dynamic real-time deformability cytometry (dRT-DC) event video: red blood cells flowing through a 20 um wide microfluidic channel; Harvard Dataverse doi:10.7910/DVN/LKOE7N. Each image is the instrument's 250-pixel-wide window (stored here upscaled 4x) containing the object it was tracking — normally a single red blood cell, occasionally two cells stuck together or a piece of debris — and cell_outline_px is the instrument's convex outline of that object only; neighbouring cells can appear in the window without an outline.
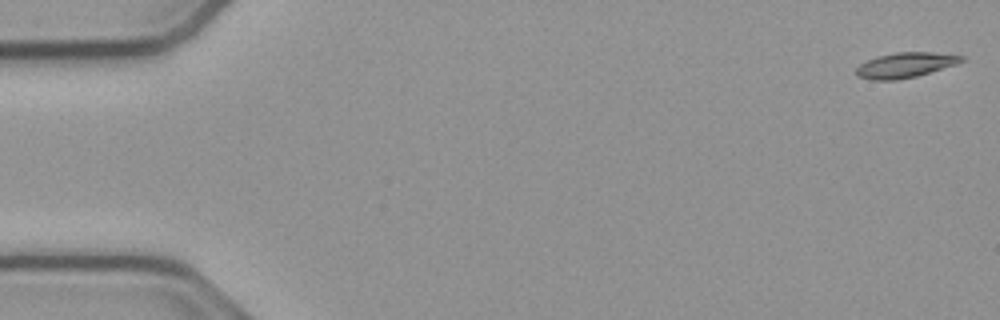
{"species": "common noctule bat (a hibernating species)", "species_latin": "Nyctalus noctula", "temperature_condition": "cold", "stored_images_in_passage": 54, "camera_frame_rate_fps": 3000, "um_per_image_px": 0.085, "animal": {"sex": "male", "body_mass_g": 23.1, "forearm_length_mm": 52.7}, "frame": {"image": 1, "passage_image": 1, "time_ms": 0.0, "image_size_px": [1000, 320], "cell_outline_px": [[964, 60], [956, 64], [916, 76], [896, 80], [872, 80], [856, 76], [856, 68], [860, 64], [876, 56], [896, 52], [932, 52], [964, 56]], "centroid_in_image_um": [76.91, 5.53], "position_along_channel_um": 8.1, "area_um2": 15.32}}
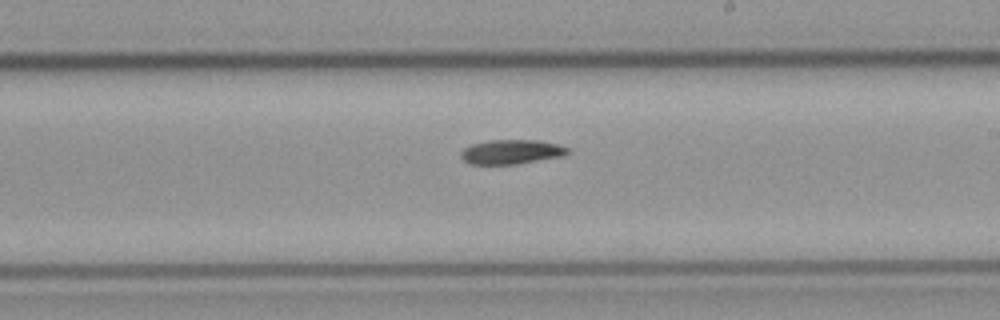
{"frame": {"image": 2, "passage_image": 31, "time_ms": 10.0, "image_size_px": [1000, 320], "cell_outline_px": [[568, 152], [560, 156], [516, 164], [468, 164], [460, 156], [460, 152], [464, 148], [472, 144], [488, 140], [540, 140], [560, 144], [568, 148]], "centroid_in_image_um": [43.43, 12.9], "position_along_channel_um": 245.6, "area_um2": 15.14}}
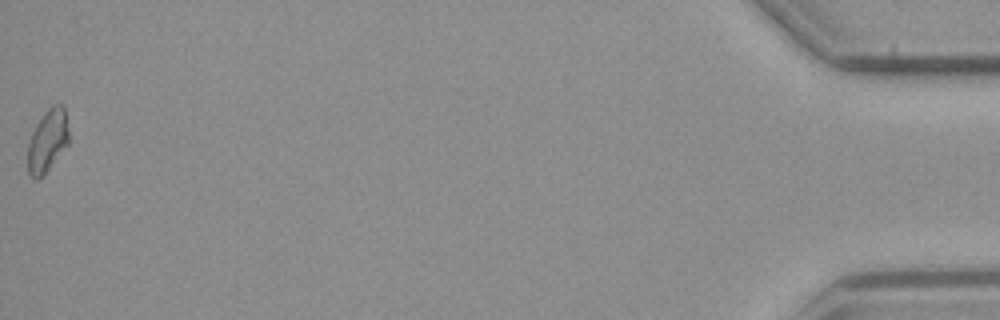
{"frame": {"image": 3, "passage_image": 54, "time_ms": 17.667, "image_size_px": [1000, 320], "cell_outline_px": [[68, 144], [48, 168], [36, 180], [28, 172], [28, 144], [32, 132], [36, 124], [44, 112], [52, 104], [64, 104], [68, 128]], "centroid_in_image_um": [4.05, 11.89], "position_along_channel_um": 431.2, "area_um2": 14.68}}